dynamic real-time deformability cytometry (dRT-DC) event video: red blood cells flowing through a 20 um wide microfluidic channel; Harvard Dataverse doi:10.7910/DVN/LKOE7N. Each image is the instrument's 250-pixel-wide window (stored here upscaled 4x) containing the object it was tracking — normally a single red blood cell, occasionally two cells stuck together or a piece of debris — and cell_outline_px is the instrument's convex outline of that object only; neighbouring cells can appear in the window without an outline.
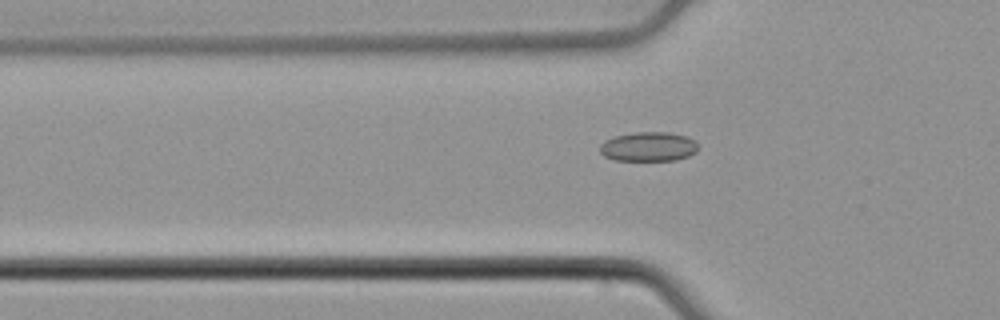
{"species": "common noctule bat (a hibernating species)", "species_latin": "Nyctalus noctula", "temperature_condition": "cold", "stored_images_in_passage": 14, "camera_frame_rate_fps": 3000, "um_per_image_px": 0.085, "animal": {"sex": "male", "body_mass_g": 21.5, "forearm_length_mm": 52.0}, "frame": {"image": 1, "passage_image": 3, "time_ms": 0.667, "image_size_px": [1000, 320], "cell_outline_px": [[696, 152], [688, 156], [676, 160], [616, 160], [604, 156], [600, 152], [600, 144], [604, 140], [616, 136], [636, 132], [668, 132], [684, 136], [696, 140]], "centroid_in_image_um": [55.1, 12.46], "position_along_channel_um": 70.7, "area_um2": 16.7}}
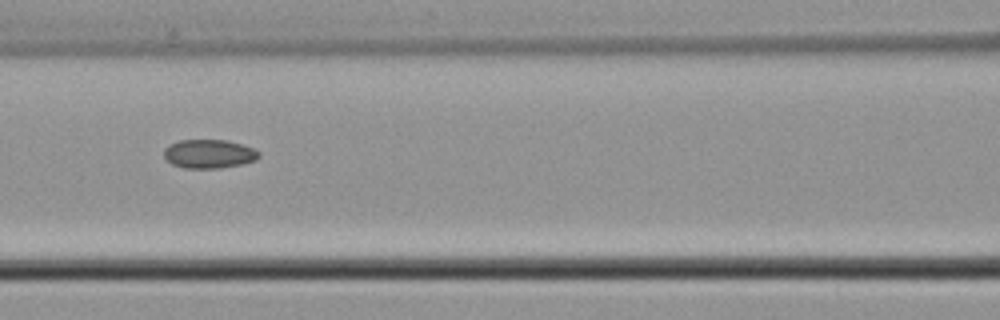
{"frame": {"image": 2, "passage_image": 9, "time_ms": 2.667, "image_size_px": [1000, 320], "cell_outline_px": [[260, 156], [256, 160], [244, 164], [220, 168], [184, 168], [172, 164], [164, 156], [164, 148], [180, 140], [228, 140], [252, 148], [260, 152]], "centroid_in_image_um": [17.79, 13.08], "position_along_channel_um": 148.8, "area_um2": 15.9}}
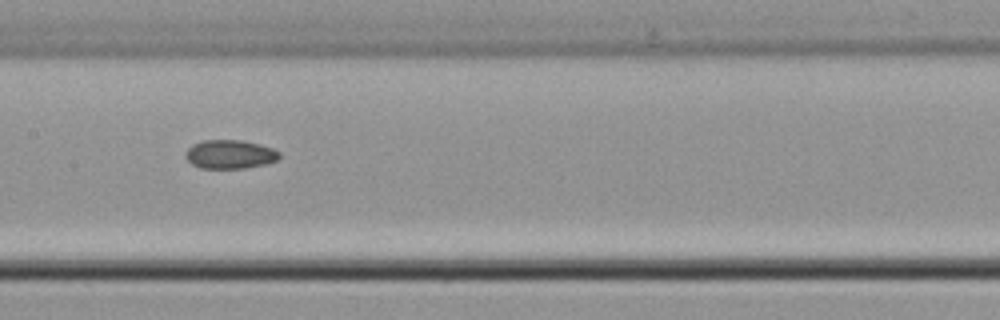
{"frame": {"image": 3, "passage_image": 12, "time_ms": 3.667, "image_size_px": [1000, 320], "cell_outline_px": [[280, 156], [276, 160], [264, 164], [244, 168], [200, 168], [192, 164], [184, 156], [184, 152], [192, 144], [204, 140], [240, 140], [260, 144], [272, 148], [280, 152]], "centroid_in_image_um": [19.51, 13.11], "position_along_channel_um": 187.9, "area_um2": 15.72}}